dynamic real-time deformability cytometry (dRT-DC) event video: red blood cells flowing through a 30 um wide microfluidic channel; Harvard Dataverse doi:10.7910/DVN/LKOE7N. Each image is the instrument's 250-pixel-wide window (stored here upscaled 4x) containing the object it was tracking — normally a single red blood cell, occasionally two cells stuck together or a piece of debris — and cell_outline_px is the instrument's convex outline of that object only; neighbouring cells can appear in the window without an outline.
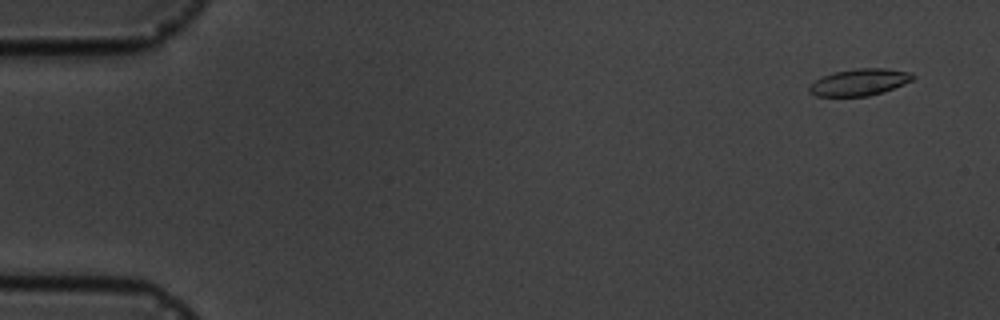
{"species": "common noctule bat (a hibernating species)", "species_latin": "Nyctalus noctula", "temperature_condition": "cold", "stored_images_in_passage": 4, "camera_frame_rate_fps": 3000, "um_per_image_px": 0.085, "animal": {"sex": "male", "body_mass_g": 19.5, "forearm_length_mm": 54.6}, "frame": {"image": 1, "passage_image": 1, "time_ms": 0.0, "image_size_px": [1000, 320], "cell_outline_px": [[916, 76], [912, 80], [904, 84], [884, 92], [868, 96], [816, 96], [808, 92], [808, 88], [816, 80], [832, 72], [856, 68], [888, 68], [912, 72]], "centroid_in_image_um": [73.09, 6.98], "position_along_channel_um": 11.9, "area_um2": 16.3}}
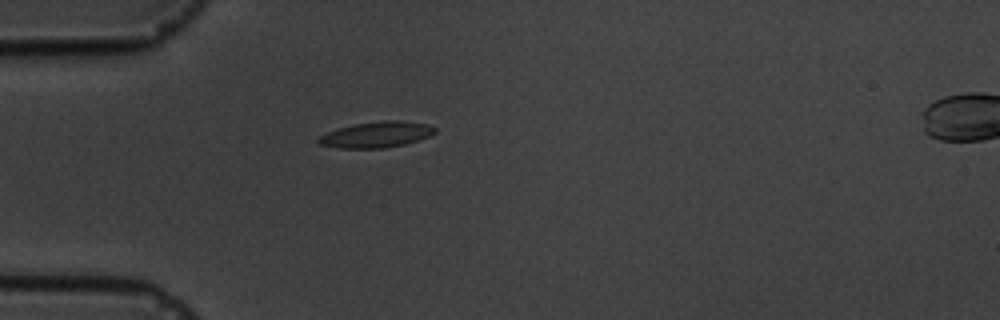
{"frame": {"image": 2, "passage_image": 4, "time_ms": 4.333, "image_size_px": [1000, 320], "cell_outline_px": [[436, 132], [428, 136], [404, 144], [384, 148], [340, 148], [320, 144], [316, 140], [320, 136], [328, 132], [352, 124], [384, 120], [400, 120], [428, 124], [436, 128]], "centroid_in_image_um": [32.0, 11.43], "position_along_channel_um": 53.0, "area_um2": 17.4}}